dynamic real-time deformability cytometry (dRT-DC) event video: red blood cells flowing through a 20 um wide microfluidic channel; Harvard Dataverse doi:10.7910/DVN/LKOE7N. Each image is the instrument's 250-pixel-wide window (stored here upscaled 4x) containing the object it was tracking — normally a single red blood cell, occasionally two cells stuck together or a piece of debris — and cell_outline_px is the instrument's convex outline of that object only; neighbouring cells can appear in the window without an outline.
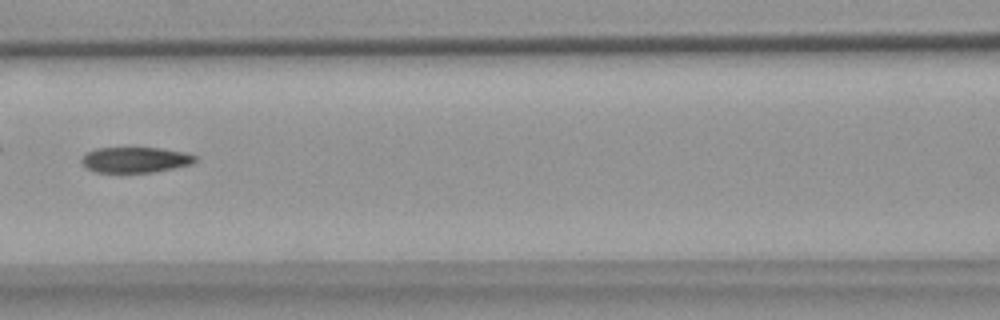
{"species": "common noctule bat (a hibernating species)", "species_latin": "Nyctalus noctula", "temperature_condition": "warm", "stored_images_in_passage": 9, "camera_frame_rate_fps": 3000, "um_per_image_px": 0.085, "animal": {"sex": "female", "body_mass_g": 18.4}, "frame": {"image": 1, "passage_image": 6, "time_ms": 7.0, "image_size_px": [1000, 320], "cell_outline_px": [[196, 160], [192, 164], [152, 172], [96, 172], [88, 168], [80, 160], [88, 152], [96, 148], [160, 148], [188, 152], [196, 156]], "centroid_in_image_um": [11.54, 13.57], "position_along_channel_um": 155.1, "area_um2": 16.76}}
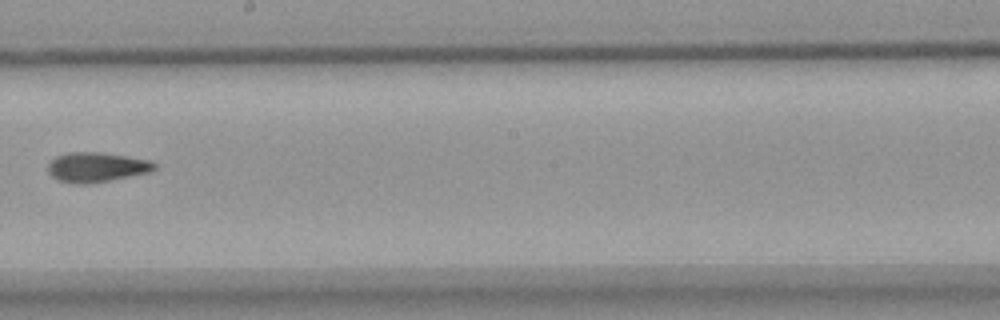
{"frame": {"image": 2, "passage_image": 8, "time_ms": 9.333, "image_size_px": [1000, 320], "cell_outline_px": [[156, 168], [148, 172], [88, 184], [76, 184], [60, 180], [52, 176], [48, 172], [48, 164], [56, 156], [68, 152], [100, 152], [128, 156], [152, 160], [156, 164]], "centroid_in_image_um": [8.2, 14.19], "position_along_channel_um": 240.0, "area_um2": 18.32}}
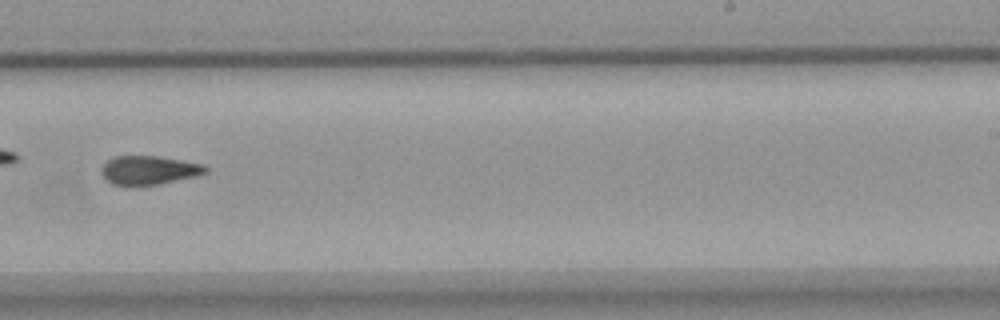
{"frame": {"image": 3, "passage_image": 9, "time_ms": 10.333, "image_size_px": [1000, 320], "cell_outline_px": [[208, 172], [196, 176], [160, 184], [112, 184], [104, 180], [100, 172], [100, 168], [108, 160], [116, 156], [160, 156], [204, 164], [208, 168]], "centroid_in_image_um": [12.67, 14.45], "position_along_channel_um": 276.3, "area_um2": 17.46}}